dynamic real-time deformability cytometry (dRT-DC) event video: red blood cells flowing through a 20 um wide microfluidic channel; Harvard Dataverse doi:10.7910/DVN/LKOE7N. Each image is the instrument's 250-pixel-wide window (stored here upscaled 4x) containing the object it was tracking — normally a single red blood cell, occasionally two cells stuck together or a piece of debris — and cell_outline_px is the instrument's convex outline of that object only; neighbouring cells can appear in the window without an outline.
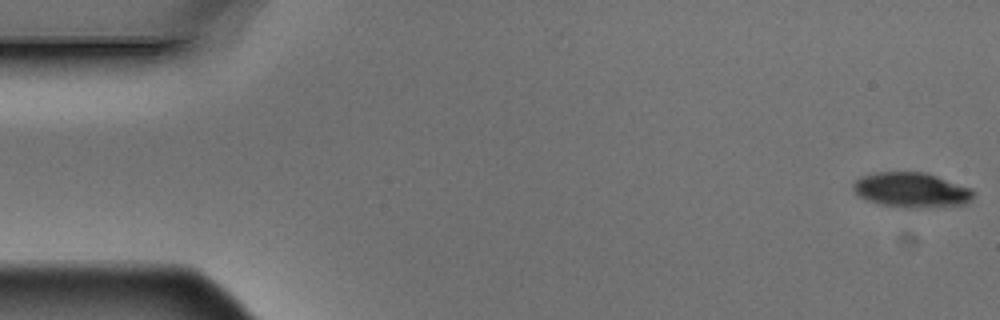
{"species": "Egyptian fruit bat (a non-hibernating species)", "species_latin": "Rousettus aegyptiacus", "temperature_condition": "warm", "stored_images_in_passage": 5, "camera_frame_rate_fps": 3000, "um_per_image_px": 0.085, "animal": {"sex": "male"}, "frame": {"image": 1, "passage_image": 1, "time_ms": 0.0, "image_size_px": [1000, 320], "cell_outline_px": [[976, 192], [972, 200], [968, 204], [916, 208], [904, 208], [880, 204], [868, 200], [860, 196], [852, 188], [852, 184], [860, 176], [872, 172], [924, 172], [972, 188]], "centroid_in_image_um": [77.49, 16.15], "position_along_channel_um": 7.5, "area_um2": 24.68}}
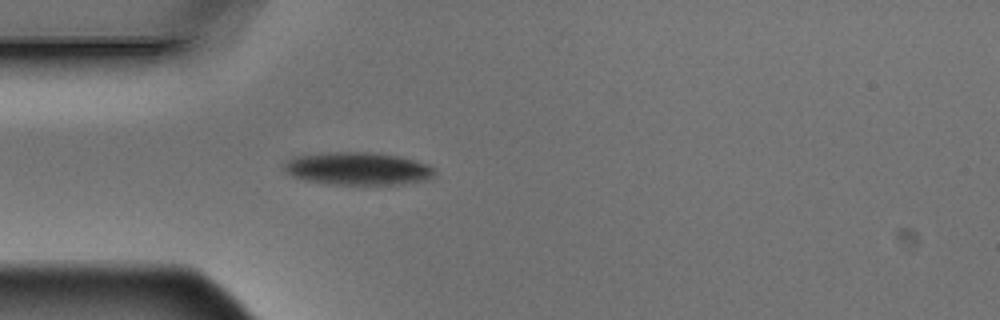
{"frame": {"image": 2, "passage_image": 5, "time_ms": 1.333, "image_size_px": [1000, 320], "cell_outline_px": [[432, 176], [424, 180], [400, 184], [324, 184], [292, 176], [284, 168], [284, 160], [296, 156], [320, 152], [368, 152], [400, 156], [416, 160], [428, 164], [432, 168]], "centroid_in_image_um": [30.36, 14.32], "position_along_channel_um": 54.6, "area_um2": 28.61}}